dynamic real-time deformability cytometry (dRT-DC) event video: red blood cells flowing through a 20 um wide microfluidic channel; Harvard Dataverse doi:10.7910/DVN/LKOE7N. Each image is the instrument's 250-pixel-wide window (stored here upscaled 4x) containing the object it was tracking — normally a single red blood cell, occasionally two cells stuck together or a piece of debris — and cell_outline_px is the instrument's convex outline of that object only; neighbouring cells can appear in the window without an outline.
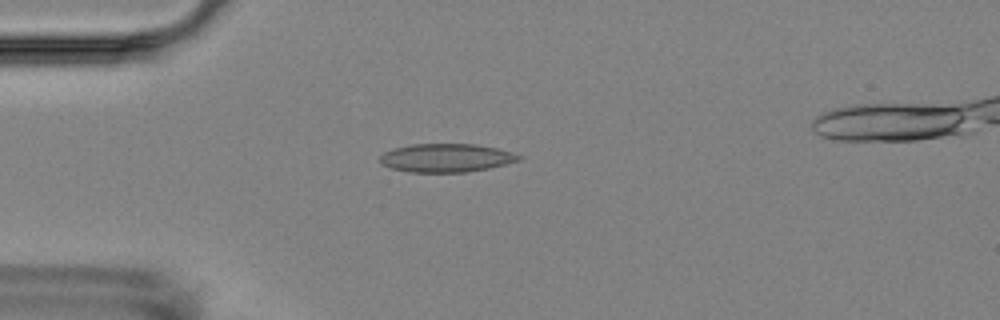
{"species": "Egyptian fruit bat (a non-hibernating species)", "species_latin": "Rousettus aegyptiacus", "temperature_condition": "room temperature", "stored_images_in_passage": 3, "camera_frame_rate_fps": 3000, "um_per_image_px": 0.085, "animal": {"sex": "female"}, "frame": {"image": 1, "passage_image": 1, "time_ms": 0.0, "image_size_px": [1000, 320], "cell_outline_px": [[524, 156], [520, 160], [488, 168], [468, 172], [408, 172], [392, 168], [380, 164], [380, 156], [384, 152], [392, 148], [412, 144], [476, 144], [496, 148]], "centroid_in_image_um": [37.9, 13.42], "position_along_channel_um": 47.1, "area_um2": 23.0}}